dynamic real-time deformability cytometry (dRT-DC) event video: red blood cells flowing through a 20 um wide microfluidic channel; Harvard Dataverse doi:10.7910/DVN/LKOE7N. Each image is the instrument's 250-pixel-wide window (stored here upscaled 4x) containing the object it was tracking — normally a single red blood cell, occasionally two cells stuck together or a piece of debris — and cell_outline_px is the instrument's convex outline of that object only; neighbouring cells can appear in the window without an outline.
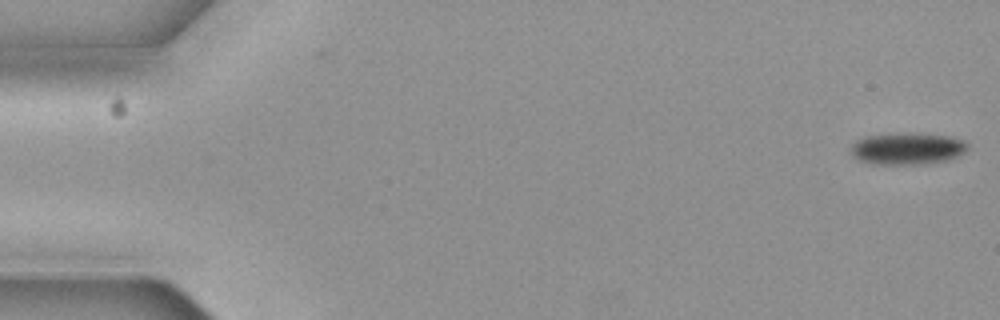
{"species": "common noctule bat (a hibernating species)", "species_latin": "Nyctalus noctula", "temperature_condition": "cold", "stored_images_in_passage": 4, "camera_frame_rate_fps": 3000, "um_per_image_px": 0.085, "animal": {"sex": "female", "body_mass_g": 19.3, "forearm_length_mm": 54.1}, "frame": {"image": 1, "passage_image": 1, "time_ms": 0.0, "image_size_px": [1000, 320], "cell_outline_px": [[968, 148], [960, 156], [948, 160], [928, 164], [872, 164], [856, 160], [848, 152], [852, 144], [856, 140], [864, 136], [948, 136], [964, 140], [968, 144]], "centroid_in_image_um": [77.09, 12.7], "position_along_channel_um": 7.9, "area_um2": 21.04}}